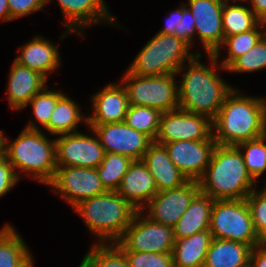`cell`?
<instances>
[{
    "label": "cell",
    "instance_id": "bcb514c9",
    "mask_svg": "<svg viewBox=\"0 0 266 267\" xmlns=\"http://www.w3.org/2000/svg\"><path fill=\"white\" fill-rule=\"evenodd\" d=\"M262 244L266 247V236H265V238L262 240Z\"/></svg>",
    "mask_w": 266,
    "mask_h": 267
},
{
    "label": "cell",
    "instance_id": "5b68a950",
    "mask_svg": "<svg viewBox=\"0 0 266 267\" xmlns=\"http://www.w3.org/2000/svg\"><path fill=\"white\" fill-rule=\"evenodd\" d=\"M98 244L117 243L131 224L137 210L116 191H106L81 201L74 208Z\"/></svg>",
    "mask_w": 266,
    "mask_h": 267
},
{
    "label": "cell",
    "instance_id": "681fc988",
    "mask_svg": "<svg viewBox=\"0 0 266 267\" xmlns=\"http://www.w3.org/2000/svg\"><path fill=\"white\" fill-rule=\"evenodd\" d=\"M0 150H1V131H0Z\"/></svg>",
    "mask_w": 266,
    "mask_h": 267
},
{
    "label": "cell",
    "instance_id": "ee69618b",
    "mask_svg": "<svg viewBox=\"0 0 266 267\" xmlns=\"http://www.w3.org/2000/svg\"><path fill=\"white\" fill-rule=\"evenodd\" d=\"M0 20L3 22L11 20L8 0H0Z\"/></svg>",
    "mask_w": 266,
    "mask_h": 267
},
{
    "label": "cell",
    "instance_id": "f907efd6",
    "mask_svg": "<svg viewBox=\"0 0 266 267\" xmlns=\"http://www.w3.org/2000/svg\"><path fill=\"white\" fill-rule=\"evenodd\" d=\"M79 267H85L82 263H80Z\"/></svg>",
    "mask_w": 266,
    "mask_h": 267
},
{
    "label": "cell",
    "instance_id": "f35d334b",
    "mask_svg": "<svg viewBox=\"0 0 266 267\" xmlns=\"http://www.w3.org/2000/svg\"><path fill=\"white\" fill-rule=\"evenodd\" d=\"M18 180L13 166L0 151V198L10 191Z\"/></svg>",
    "mask_w": 266,
    "mask_h": 267
},
{
    "label": "cell",
    "instance_id": "e575fe53",
    "mask_svg": "<svg viewBox=\"0 0 266 267\" xmlns=\"http://www.w3.org/2000/svg\"><path fill=\"white\" fill-rule=\"evenodd\" d=\"M266 68V34L248 52L238 57L227 72H254Z\"/></svg>",
    "mask_w": 266,
    "mask_h": 267
},
{
    "label": "cell",
    "instance_id": "8fae6325",
    "mask_svg": "<svg viewBox=\"0 0 266 267\" xmlns=\"http://www.w3.org/2000/svg\"><path fill=\"white\" fill-rule=\"evenodd\" d=\"M212 135L209 117L178 108L161 114L155 142L163 145L181 140H208Z\"/></svg>",
    "mask_w": 266,
    "mask_h": 267
},
{
    "label": "cell",
    "instance_id": "e0dca14e",
    "mask_svg": "<svg viewBox=\"0 0 266 267\" xmlns=\"http://www.w3.org/2000/svg\"><path fill=\"white\" fill-rule=\"evenodd\" d=\"M51 0H47L49 3ZM63 15L66 18L67 27L66 31L62 35V38L66 37L70 32H75L82 36V30L90 27L92 24H99L104 22H110L113 25L116 19L111 16L108 11V7L104 0H57Z\"/></svg>",
    "mask_w": 266,
    "mask_h": 267
},
{
    "label": "cell",
    "instance_id": "d6a6232c",
    "mask_svg": "<svg viewBox=\"0 0 266 267\" xmlns=\"http://www.w3.org/2000/svg\"><path fill=\"white\" fill-rule=\"evenodd\" d=\"M266 135L238 144L242 152L247 171L256 181L266 170ZM243 151H245L243 153Z\"/></svg>",
    "mask_w": 266,
    "mask_h": 267
},
{
    "label": "cell",
    "instance_id": "7bdbcfd3",
    "mask_svg": "<svg viewBox=\"0 0 266 267\" xmlns=\"http://www.w3.org/2000/svg\"><path fill=\"white\" fill-rule=\"evenodd\" d=\"M251 4V10L255 13L256 17L266 23V0H247Z\"/></svg>",
    "mask_w": 266,
    "mask_h": 267
},
{
    "label": "cell",
    "instance_id": "836d02e7",
    "mask_svg": "<svg viewBox=\"0 0 266 267\" xmlns=\"http://www.w3.org/2000/svg\"><path fill=\"white\" fill-rule=\"evenodd\" d=\"M64 94L57 90H48L45 86L41 91L32 97L27 103L32 106L33 114L37 122L44 127L49 133V120L51 114L56 107L57 101Z\"/></svg>",
    "mask_w": 266,
    "mask_h": 267
},
{
    "label": "cell",
    "instance_id": "cb8c5ba5",
    "mask_svg": "<svg viewBox=\"0 0 266 267\" xmlns=\"http://www.w3.org/2000/svg\"><path fill=\"white\" fill-rule=\"evenodd\" d=\"M252 247L239 241L212 238L203 267H240L250 262Z\"/></svg>",
    "mask_w": 266,
    "mask_h": 267
},
{
    "label": "cell",
    "instance_id": "7c38bea8",
    "mask_svg": "<svg viewBox=\"0 0 266 267\" xmlns=\"http://www.w3.org/2000/svg\"><path fill=\"white\" fill-rule=\"evenodd\" d=\"M88 128L97 135L105 153H118L132 160H142L153 142L145 133L132 129L125 122L88 125Z\"/></svg>",
    "mask_w": 266,
    "mask_h": 267
},
{
    "label": "cell",
    "instance_id": "4dcf8cb0",
    "mask_svg": "<svg viewBox=\"0 0 266 267\" xmlns=\"http://www.w3.org/2000/svg\"><path fill=\"white\" fill-rule=\"evenodd\" d=\"M161 114L155 108L129 105L124 122L132 129L145 133L155 141L159 132Z\"/></svg>",
    "mask_w": 266,
    "mask_h": 267
},
{
    "label": "cell",
    "instance_id": "60d3db41",
    "mask_svg": "<svg viewBox=\"0 0 266 267\" xmlns=\"http://www.w3.org/2000/svg\"><path fill=\"white\" fill-rule=\"evenodd\" d=\"M182 19V5L177 8L166 18V23L163 29H160L158 33L176 35L180 38V22Z\"/></svg>",
    "mask_w": 266,
    "mask_h": 267
},
{
    "label": "cell",
    "instance_id": "484cf974",
    "mask_svg": "<svg viewBox=\"0 0 266 267\" xmlns=\"http://www.w3.org/2000/svg\"><path fill=\"white\" fill-rule=\"evenodd\" d=\"M0 267H33L26 243L9 224L0 231Z\"/></svg>",
    "mask_w": 266,
    "mask_h": 267
},
{
    "label": "cell",
    "instance_id": "8992f818",
    "mask_svg": "<svg viewBox=\"0 0 266 267\" xmlns=\"http://www.w3.org/2000/svg\"><path fill=\"white\" fill-rule=\"evenodd\" d=\"M192 46L176 35L158 33L139 51L127 71L137 76L176 74L179 68L197 54Z\"/></svg>",
    "mask_w": 266,
    "mask_h": 267
},
{
    "label": "cell",
    "instance_id": "f1b7e54d",
    "mask_svg": "<svg viewBox=\"0 0 266 267\" xmlns=\"http://www.w3.org/2000/svg\"><path fill=\"white\" fill-rule=\"evenodd\" d=\"M133 160L118 153H105L97 174L106 191H117Z\"/></svg>",
    "mask_w": 266,
    "mask_h": 267
},
{
    "label": "cell",
    "instance_id": "ac0fdd59",
    "mask_svg": "<svg viewBox=\"0 0 266 267\" xmlns=\"http://www.w3.org/2000/svg\"><path fill=\"white\" fill-rule=\"evenodd\" d=\"M109 83L92 96V114L87 117V125L124 122L129 108L127 90L122 84Z\"/></svg>",
    "mask_w": 266,
    "mask_h": 267
},
{
    "label": "cell",
    "instance_id": "1f68e13d",
    "mask_svg": "<svg viewBox=\"0 0 266 267\" xmlns=\"http://www.w3.org/2000/svg\"><path fill=\"white\" fill-rule=\"evenodd\" d=\"M85 267H129L124 253L114 244H93L81 262Z\"/></svg>",
    "mask_w": 266,
    "mask_h": 267
},
{
    "label": "cell",
    "instance_id": "ab89813d",
    "mask_svg": "<svg viewBox=\"0 0 266 267\" xmlns=\"http://www.w3.org/2000/svg\"><path fill=\"white\" fill-rule=\"evenodd\" d=\"M195 35V22L192 13L185 6L182 5V19L180 22V38L188 42L191 46H193Z\"/></svg>",
    "mask_w": 266,
    "mask_h": 267
},
{
    "label": "cell",
    "instance_id": "6da1fadb",
    "mask_svg": "<svg viewBox=\"0 0 266 267\" xmlns=\"http://www.w3.org/2000/svg\"><path fill=\"white\" fill-rule=\"evenodd\" d=\"M212 127L213 138L220 146H237L266 135V98L248 97L233 88L212 120Z\"/></svg>",
    "mask_w": 266,
    "mask_h": 267
},
{
    "label": "cell",
    "instance_id": "f6af8a7d",
    "mask_svg": "<svg viewBox=\"0 0 266 267\" xmlns=\"http://www.w3.org/2000/svg\"><path fill=\"white\" fill-rule=\"evenodd\" d=\"M223 1H224V2H228L229 0H223ZM232 1H233V2H234V1H235V2H238V1L241 2V1H242V2H245V3H246L247 0H232Z\"/></svg>",
    "mask_w": 266,
    "mask_h": 267
},
{
    "label": "cell",
    "instance_id": "7402d4cb",
    "mask_svg": "<svg viewBox=\"0 0 266 267\" xmlns=\"http://www.w3.org/2000/svg\"><path fill=\"white\" fill-rule=\"evenodd\" d=\"M20 55L14 61L19 65L42 74L46 79L47 74L56 71L60 65V55L53 43L42 36L34 37L19 50Z\"/></svg>",
    "mask_w": 266,
    "mask_h": 267
},
{
    "label": "cell",
    "instance_id": "83f0119b",
    "mask_svg": "<svg viewBox=\"0 0 266 267\" xmlns=\"http://www.w3.org/2000/svg\"><path fill=\"white\" fill-rule=\"evenodd\" d=\"M235 3L230 5L228 1L223 4L222 26L225 37L250 31L261 22L251 8L239 5L242 2Z\"/></svg>",
    "mask_w": 266,
    "mask_h": 267
},
{
    "label": "cell",
    "instance_id": "2e32d148",
    "mask_svg": "<svg viewBox=\"0 0 266 267\" xmlns=\"http://www.w3.org/2000/svg\"><path fill=\"white\" fill-rule=\"evenodd\" d=\"M169 158L188 180L198 181L207 168L217 143L208 140H181L163 144Z\"/></svg>",
    "mask_w": 266,
    "mask_h": 267
},
{
    "label": "cell",
    "instance_id": "5bb4252c",
    "mask_svg": "<svg viewBox=\"0 0 266 267\" xmlns=\"http://www.w3.org/2000/svg\"><path fill=\"white\" fill-rule=\"evenodd\" d=\"M96 138L74 132L59 135L56 142V165L97 168L105 156V151L97 135Z\"/></svg>",
    "mask_w": 266,
    "mask_h": 267
},
{
    "label": "cell",
    "instance_id": "8d00e7d4",
    "mask_svg": "<svg viewBox=\"0 0 266 267\" xmlns=\"http://www.w3.org/2000/svg\"><path fill=\"white\" fill-rule=\"evenodd\" d=\"M259 191L253 190L246 197V201L255 232L263 240L266 236V196Z\"/></svg>",
    "mask_w": 266,
    "mask_h": 267
},
{
    "label": "cell",
    "instance_id": "ba28073f",
    "mask_svg": "<svg viewBox=\"0 0 266 267\" xmlns=\"http://www.w3.org/2000/svg\"><path fill=\"white\" fill-rule=\"evenodd\" d=\"M176 75L137 76L126 70L121 82L127 90L129 105L151 107L161 113L178 109Z\"/></svg>",
    "mask_w": 266,
    "mask_h": 267
},
{
    "label": "cell",
    "instance_id": "603a6c76",
    "mask_svg": "<svg viewBox=\"0 0 266 267\" xmlns=\"http://www.w3.org/2000/svg\"><path fill=\"white\" fill-rule=\"evenodd\" d=\"M214 199L199 192L173 227L174 237H190L209 230Z\"/></svg>",
    "mask_w": 266,
    "mask_h": 267
},
{
    "label": "cell",
    "instance_id": "c3c4849f",
    "mask_svg": "<svg viewBox=\"0 0 266 267\" xmlns=\"http://www.w3.org/2000/svg\"><path fill=\"white\" fill-rule=\"evenodd\" d=\"M240 267H251V265H250V262H249L248 264H246L244 266H240Z\"/></svg>",
    "mask_w": 266,
    "mask_h": 267
},
{
    "label": "cell",
    "instance_id": "277c9868",
    "mask_svg": "<svg viewBox=\"0 0 266 267\" xmlns=\"http://www.w3.org/2000/svg\"><path fill=\"white\" fill-rule=\"evenodd\" d=\"M242 152L236 146L214 148L204 174L198 180L200 192L214 200L246 199L256 189Z\"/></svg>",
    "mask_w": 266,
    "mask_h": 267
},
{
    "label": "cell",
    "instance_id": "b9f144b4",
    "mask_svg": "<svg viewBox=\"0 0 266 267\" xmlns=\"http://www.w3.org/2000/svg\"><path fill=\"white\" fill-rule=\"evenodd\" d=\"M250 265L251 267H266V247L263 244L252 248Z\"/></svg>",
    "mask_w": 266,
    "mask_h": 267
},
{
    "label": "cell",
    "instance_id": "9a60e30c",
    "mask_svg": "<svg viewBox=\"0 0 266 267\" xmlns=\"http://www.w3.org/2000/svg\"><path fill=\"white\" fill-rule=\"evenodd\" d=\"M199 192L198 181L189 180L181 187L158 192L141 211L147 209L144 214L150 220L174 227Z\"/></svg>",
    "mask_w": 266,
    "mask_h": 267
},
{
    "label": "cell",
    "instance_id": "7a4b0ae2",
    "mask_svg": "<svg viewBox=\"0 0 266 267\" xmlns=\"http://www.w3.org/2000/svg\"><path fill=\"white\" fill-rule=\"evenodd\" d=\"M198 53L188 65L183 64L177 75L182 72L183 78L178 85L179 108L196 114H202L213 120L223 105L226 95L233 89L216 74L217 67L224 69L213 54H208L211 68L200 63ZM187 69H186V67ZM213 68V69H212ZM187 70V71H186Z\"/></svg>",
    "mask_w": 266,
    "mask_h": 267
},
{
    "label": "cell",
    "instance_id": "f546056e",
    "mask_svg": "<svg viewBox=\"0 0 266 267\" xmlns=\"http://www.w3.org/2000/svg\"><path fill=\"white\" fill-rule=\"evenodd\" d=\"M266 23L260 22L254 29L224 37L222 47H228V55L220 62V65L227 69L238 57L248 52L266 34V31H259L258 28L265 27Z\"/></svg>",
    "mask_w": 266,
    "mask_h": 267
},
{
    "label": "cell",
    "instance_id": "4316f807",
    "mask_svg": "<svg viewBox=\"0 0 266 267\" xmlns=\"http://www.w3.org/2000/svg\"><path fill=\"white\" fill-rule=\"evenodd\" d=\"M81 109V110H80ZM80 108L75 101L67 95H63L56 104L49 120V133L52 135H63L78 132L77 125L87 123V117L82 115Z\"/></svg>",
    "mask_w": 266,
    "mask_h": 267
},
{
    "label": "cell",
    "instance_id": "44dd1931",
    "mask_svg": "<svg viewBox=\"0 0 266 267\" xmlns=\"http://www.w3.org/2000/svg\"><path fill=\"white\" fill-rule=\"evenodd\" d=\"M7 98L14 110H23L27 103L41 91L47 79L37 71L19 65L13 61L8 77Z\"/></svg>",
    "mask_w": 266,
    "mask_h": 267
},
{
    "label": "cell",
    "instance_id": "9c48e42d",
    "mask_svg": "<svg viewBox=\"0 0 266 267\" xmlns=\"http://www.w3.org/2000/svg\"><path fill=\"white\" fill-rule=\"evenodd\" d=\"M137 211L121 239L114 243L121 251L172 252L175 243L173 227L157 223Z\"/></svg>",
    "mask_w": 266,
    "mask_h": 267
},
{
    "label": "cell",
    "instance_id": "d4e9b609",
    "mask_svg": "<svg viewBox=\"0 0 266 267\" xmlns=\"http://www.w3.org/2000/svg\"><path fill=\"white\" fill-rule=\"evenodd\" d=\"M212 235L209 230L195 233L190 237L175 238L173 265L176 267H203Z\"/></svg>",
    "mask_w": 266,
    "mask_h": 267
},
{
    "label": "cell",
    "instance_id": "30bf717a",
    "mask_svg": "<svg viewBox=\"0 0 266 267\" xmlns=\"http://www.w3.org/2000/svg\"><path fill=\"white\" fill-rule=\"evenodd\" d=\"M73 208L81 201L106 192L96 168L57 166L52 181L48 184Z\"/></svg>",
    "mask_w": 266,
    "mask_h": 267
},
{
    "label": "cell",
    "instance_id": "7dc6e473",
    "mask_svg": "<svg viewBox=\"0 0 266 267\" xmlns=\"http://www.w3.org/2000/svg\"><path fill=\"white\" fill-rule=\"evenodd\" d=\"M262 193L266 196V187L263 188V190L261 189Z\"/></svg>",
    "mask_w": 266,
    "mask_h": 267
},
{
    "label": "cell",
    "instance_id": "74e56055",
    "mask_svg": "<svg viewBox=\"0 0 266 267\" xmlns=\"http://www.w3.org/2000/svg\"><path fill=\"white\" fill-rule=\"evenodd\" d=\"M11 20L28 16L43 9L47 0H8Z\"/></svg>",
    "mask_w": 266,
    "mask_h": 267
},
{
    "label": "cell",
    "instance_id": "d590c367",
    "mask_svg": "<svg viewBox=\"0 0 266 267\" xmlns=\"http://www.w3.org/2000/svg\"><path fill=\"white\" fill-rule=\"evenodd\" d=\"M129 267H171L173 266L172 252L152 253L122 251Z\"/></svg>",
    "mask_w": 266,
    "mask_h": 267
},
{
    "label": "cell",
    "instance_id": "d6986e66",
    "mask_svg": "<svg viewBox=\"0 0 266 267\" xmlns=\"http://www.w3.org/2000/svg\"><path fill=\"white\" fill-rule=\"evenodd\" d=\"M116 192L137 211L158 193L155 180L142 160H133Z\"/></svg>",
    "mask_w": 266,
    "mask_h": 267
},
{
    "label": "cell",
    "instance_id": "ffe728a7",
    "mask_svg": "<svg viewBox=\"0 0 266 267\" xmlns=\"http://www.w3.org/2000/svg\"><path fill=\"white\" fill-rule=\"evenodd\" d=\"M142 161L155 180L157 192L181 187L189 180L169 158L164 145L153 141Z\"/></svg>",
    "mask_w": 266,
    "mask_h": 267
},
{
    "label": "cell",
    "instance_id": "4fadbf2b",
    "mask_svg": "<svg viewBox=\"0 0 266 267\" xmlns=\"http://www.w3.org/2000/svg\"><path fill=\"white\" fill-rule=\"evenodd\" d=\"M223 0H188L185 6L190 10L195 22V35L198 34L205 52L219 60L224 41L222 26Z\"/></svg>",
    "mask_w": 266,
    "mask_h": 267
},
{
    "label": "cell",
    "instance_id": "3957f363",
    "mask_svg": "<svg viewBox=\"0 0 266 267\" xmlns=\"http://www.w3.org/2000/svg\"><path fill=\"white\" fill-rule=\"evenodd\" d=\"M24 128L11 143H8L4 131H1L0 151L13 166L19 179V172L27 173L28 177L48 185L57 169L55 139H48L34 122H30Z\"/></svg>",
    "mask_w": 266,
    "mask_h": 267
},
{
    "label": "cell",
    "instance_id": "52a82bcc",
    "mask_svg": "<svg viewBox=\"0 0 266 267\" xmlns=\"http://www.w3.org/2000/svg\"><path fill=\"white\" fill-rule=\"evenodd\" d=\"M209 231L212 238L262 245L255 232L246 199L214 200Z\"/></svg>",
    "mask_w": 266,
    "mask_h": 267
}]
</instances>
